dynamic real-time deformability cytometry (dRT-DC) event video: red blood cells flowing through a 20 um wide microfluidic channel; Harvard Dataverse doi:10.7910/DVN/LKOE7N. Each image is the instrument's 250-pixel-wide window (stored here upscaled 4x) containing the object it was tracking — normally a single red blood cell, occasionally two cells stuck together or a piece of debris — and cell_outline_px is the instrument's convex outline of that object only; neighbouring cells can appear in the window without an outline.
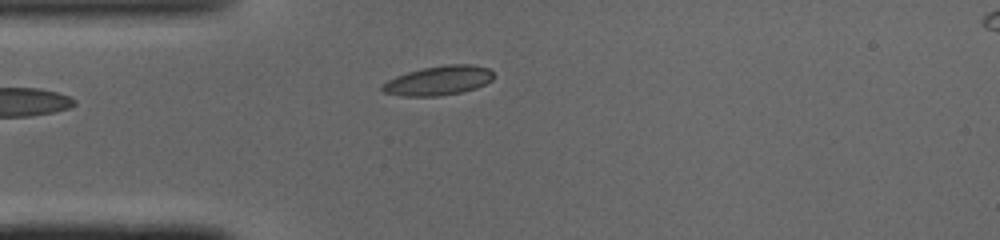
{"species": "common noctule bat (a hibernating species)", "species_latin": "Nyctalus noctula", "temperature_condition": "cold", "stored_images_in_passage": 37, "camera_frame_rate_fps": 3000, "um_per_image_px": 0.085, "animal": {"sex": "male", "body_mass_g": 19.0, "forearm_length_mm": 50.8}, "frame": {"image": 1, "passage_image": 1, "time_ms": 0.0, "image_size_px": [1000, 240], "cell_outline_px": [[496, 76], [492, 80], [476, 88], [460, 92], [436, 96], [400, 96], [384, 92], [380, 88], [388, 80], [396, 76], [408, 72], [424, 68], [448, 64], [472, 64], [488, 68]], "centroid_in_image_um": [37.3, 6.84], "position_along_channel_um": 47.7, "area_um2": 18.9}}
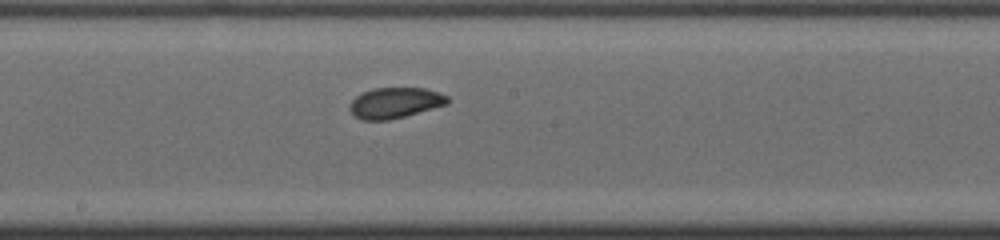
{"frame": {"image": 2, "passage_image": 14, "time_ms": 4.333, "image_size_px": [1000, 240], "cell_outline_px": [[448, 104], [404, 116], [388, 120], [364, 120], [356, 116], [348, 108], [352, 100], [356, 96], [372, 88], [424, 88], [448, 96]], "centroid_in_image_um": [33.56, 8.73], "position_along_channel_um": 214.6, "area_um2": 17.22}}
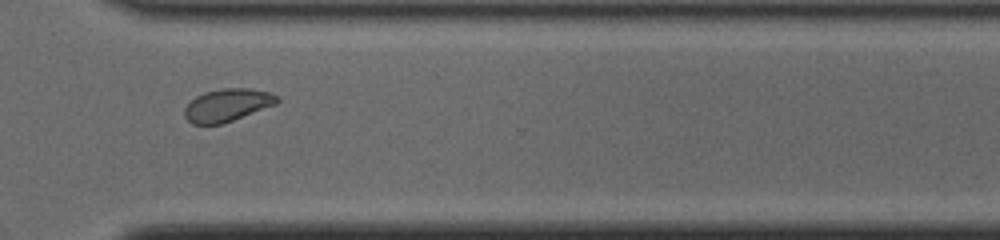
{"frame": {"image": 3, "passage_image": 24, "time_ms": 7.667, "image_size_px": [1000, 240], "cell_outline_px": [[280, 100], [276, 104], [232, 120], [220, 124], [192, 124], [184, 116], [184, 108], [196, 96], [204, 92], [224, 88], [248, 88], [268, 92], [280, 96]], "centroid_in_image_um": [19.32, 8.92], "position_along_channel_um": 351.3, "area_um2": 17.46}, "authors_computed_cell_mechanics": {"area_um2": 17.9758, "velocity_mm_per_s": 4.0735, "shape_relaxation_time_tau1_ms": 5.2514, "shape_relaxation_time_tau2_ms": 1.3735, "deformation_change_tau1": 0.119, "deformation_change_tau2": 0.0468}}